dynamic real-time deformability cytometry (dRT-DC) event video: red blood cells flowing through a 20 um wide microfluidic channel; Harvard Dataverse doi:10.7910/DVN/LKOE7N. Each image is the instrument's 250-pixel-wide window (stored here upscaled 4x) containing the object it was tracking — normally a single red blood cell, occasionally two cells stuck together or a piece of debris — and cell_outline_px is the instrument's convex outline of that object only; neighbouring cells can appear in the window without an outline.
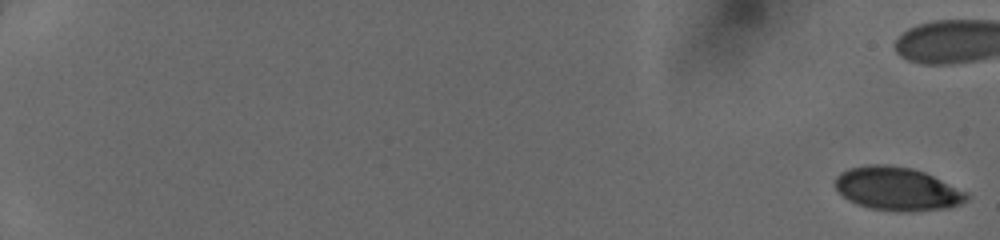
{"species": "human", "species_latin": "Homo sapiens", "temperature_condition": "cold", "stored_images_in_passage": 46, "camera_frame_rate_fps": 3000, "um_per_image_px": 0.085, "donor": {"sex": "female"}, "frame": {"image": 1, "passage_image": 1, "time_ms": 0.0, "image_size_px": [1000, 240], "cell_outline_px": [[972, 196], [968, 200], [960, 204], [948, 208], [908, 212], [900, 212], [868, 208], [856, 204], [848, 200], [836, 188], [836, 176], [840, 172], [848, 168], [868, 164], [888, 164], [912, 168], [924, 172], [968, 192]], "centroid_in_image_um": [76.29, 16.05], "position_along_channel_um": 8.7, "area_um2": 33.58}}
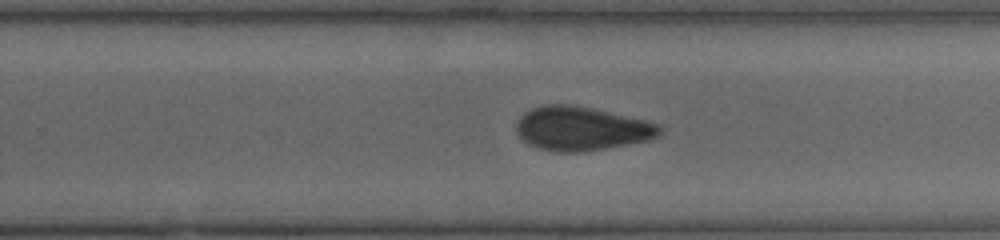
{"frame": {"image": 2, "passage_image": 36, "time_ms": 11.667, "image_size_px": [1000, 240], "cell_outline_px": [[664, 132], [648, 140], [608, 148], [580, 152], [556, 152], [536, 148], [528, 144], [516, 132], [516, 124], [520, 116], [524, 112], [532, 108], [544, 104], [568, 104], [592, 108], [644, 120], [660, 124], [664, 128]], "centroid_in_image_um": [49.41, 10.93], "position_along_channel_um": 280.4, "area_um2": 36.82}}
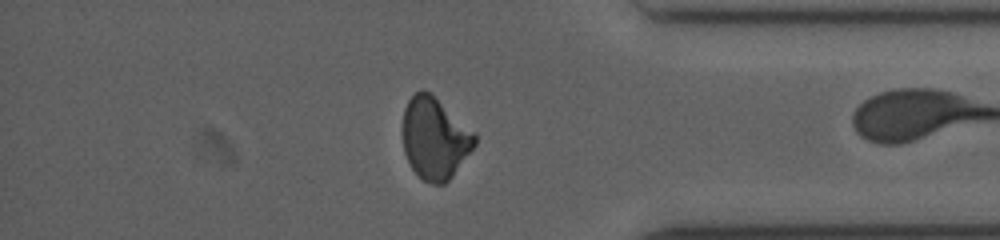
{"frame": {"image": 3, "passage_image": 45, "time_ms": 14.667, "image_size_px": [1000, 240], "cell_outline_px": [[476, 144], [452, 176], [444, 184], [432, 184], [424, 180], [412, 168], [404, 152], [404, 108], [408, 100], [420, 88], [424, 88], [476, 132]], "centroid_in_image_um": [36.97, 11.74], "position_along_channel_um": 398.2, "area_um2": 33.93}}